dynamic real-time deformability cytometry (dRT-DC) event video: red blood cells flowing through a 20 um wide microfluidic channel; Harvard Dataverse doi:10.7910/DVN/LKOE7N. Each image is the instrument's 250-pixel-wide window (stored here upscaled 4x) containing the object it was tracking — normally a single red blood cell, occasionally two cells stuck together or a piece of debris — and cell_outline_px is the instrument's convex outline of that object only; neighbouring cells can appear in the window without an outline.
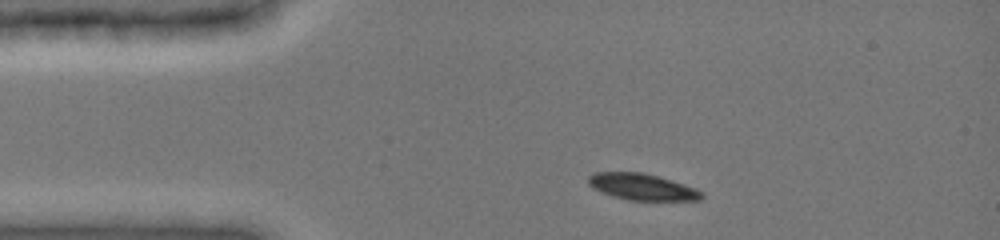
{"species": "common noctule bat (a hibernating species)", "species_latin": "Nyctalus noctula", "temperature_condition": "cold", "stored_images_in_passage": 22, "camera_frame_rate_fps": 3000, "um_per_image_px": 0.085, "animal": {"sex": "female", "body_mass_g": 19.0, "forearm_length_mm": 51.5}, "frame": {"image": 1, "passage_image": 1, "time_ms": 0.0, "image_size_px": [1000, 240], "cell_outline_px": [[704, 196], [700, 200], [628, 200], [612, 196], [600, 192], [592, 188], [588, 184], [588, 176], [596, 172], [640, 172], [656, 176], [684, 184], [696, 188], [704, 192]], "centroid_in_image_um": [54.56, 15.89], "position_along_channel_um": 30.4, "area_um2": 17.46}}
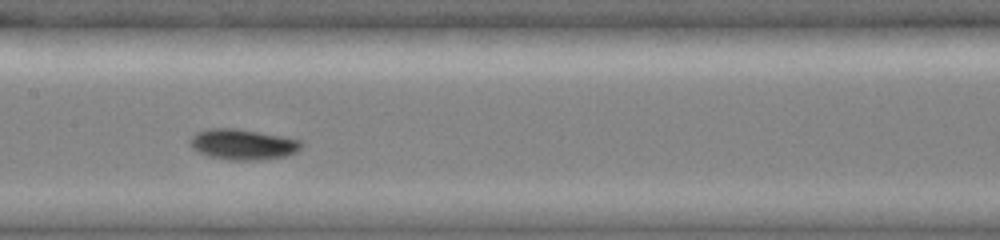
{"frame": {"image": 2, "passage_image": 14, "time_ms": 4.333, "image_size_px": [1000, 240], "cell_outline_px": [[304, 144], [296, 152], [284, 156], [256, 160], [228, 160], [208, 156], [192, 148], [188, 144], [188, 140], [196, 132], [212, 128], [236, 128], [280, 136], [300, 140]], "centroid_in_image_um": [20.59, 12.27], "position_along_channel_um": 186.8, "area_um2": 19.77}}
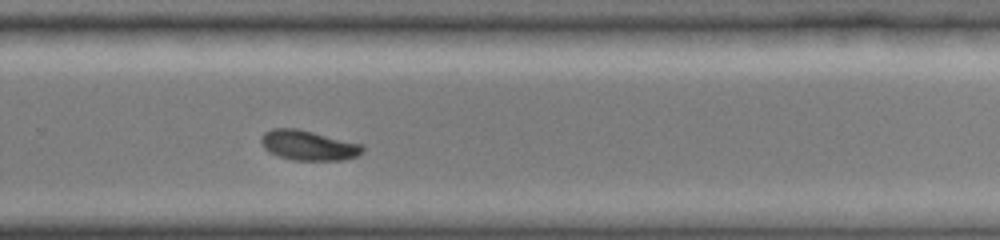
{"frame": {"image": 3, "passage_image": 22, "time_ms": 7.0, "image_size_px": [1000, 240], "cell_outline_px": [[364, 152], [356, 156], [344, 160], [292, 160], [268, 152], [260, 144], [260, 136], [264, 132], [272, 128], [296, 128], [364, 144]], "centroid_in_image_um": [26.2, 12.35], "position_along_channel_um": 303.6, "area_um2": 17.92}}